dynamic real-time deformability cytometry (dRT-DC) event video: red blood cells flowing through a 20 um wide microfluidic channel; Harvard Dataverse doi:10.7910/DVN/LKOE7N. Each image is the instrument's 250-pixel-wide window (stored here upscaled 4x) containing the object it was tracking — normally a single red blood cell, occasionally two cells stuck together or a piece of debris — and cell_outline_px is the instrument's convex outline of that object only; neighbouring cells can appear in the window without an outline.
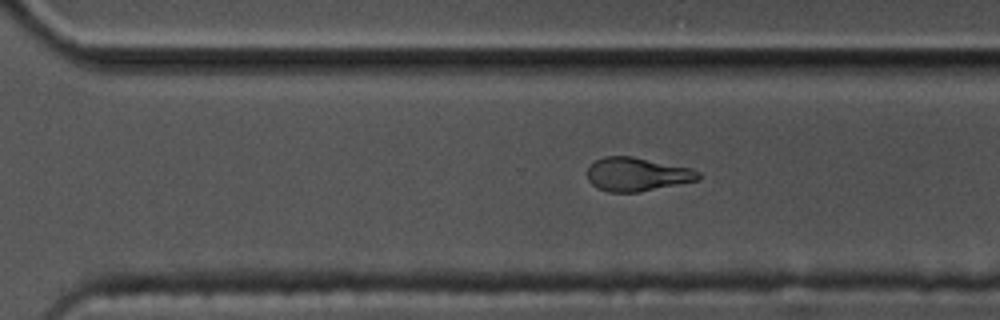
{"species": "common noctule bat (a hibernating species)", "species_latin": "Nyctalus noctula", "temperature_condition": "cold", "stored_images_in_passage": 44, "camera_frame_rate_fps": 3000, "um_per_image_px": 0.085, "animal": {"sex": "male", "body_mass_g": 17.5, "forearm_length_mm": 52.3}, "frame": {"image": 1, "passage_image": 38, "time_ms": 12.333, "image_size_px": [1000, 320], "cell_outline_px": [[700, 180], [640, 192], [608, 192], [596, 188], [588, 180], [588, 164], [604, 156], [632, 156], [692, 168], [700, 172]], "centroid_in_image_um": [54.15, 14.82], "position_along_channel_um": 316.5, "area_um2": 22.02}}